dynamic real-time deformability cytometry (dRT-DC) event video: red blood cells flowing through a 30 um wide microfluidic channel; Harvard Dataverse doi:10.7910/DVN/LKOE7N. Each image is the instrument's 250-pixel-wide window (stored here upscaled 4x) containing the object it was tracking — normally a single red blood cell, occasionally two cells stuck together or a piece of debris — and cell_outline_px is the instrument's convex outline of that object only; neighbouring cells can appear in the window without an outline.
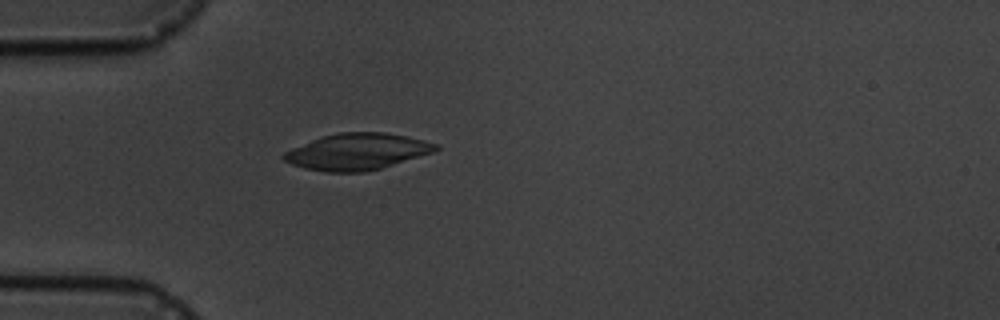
{"species": "common noctule bat (a hibernating species)", "species_latin": "Nyctalus noctula", "temperature_condition": "cold", "stored_images_in_passage": 5, "camera_frame_rate_fps": 3000, "um_per_image_px": 0.085, "animal": {"sex": "male", "body_mass_g": 19.5, "forearm_length_mm": 54.6}, "frame": {"image": 1, "passage_image": 5, "time_ms": 5.333, "image_size_px": [1000, 320], "cell_outline_px": [[440, 148], [432, 152], [380, 168], [364, 172], [324, 172], [304, 168], [292, 164], [284, 160], [280, 156], [284, 152], [292, 148], [312, 140], [324, 136], [340, 132], [384, 132], [424, 140], [440, 144]], "centroid_in_image_um": [30.34, 12.89], "position_along_channel_um": 54.7, "area_um2": 31.96}}